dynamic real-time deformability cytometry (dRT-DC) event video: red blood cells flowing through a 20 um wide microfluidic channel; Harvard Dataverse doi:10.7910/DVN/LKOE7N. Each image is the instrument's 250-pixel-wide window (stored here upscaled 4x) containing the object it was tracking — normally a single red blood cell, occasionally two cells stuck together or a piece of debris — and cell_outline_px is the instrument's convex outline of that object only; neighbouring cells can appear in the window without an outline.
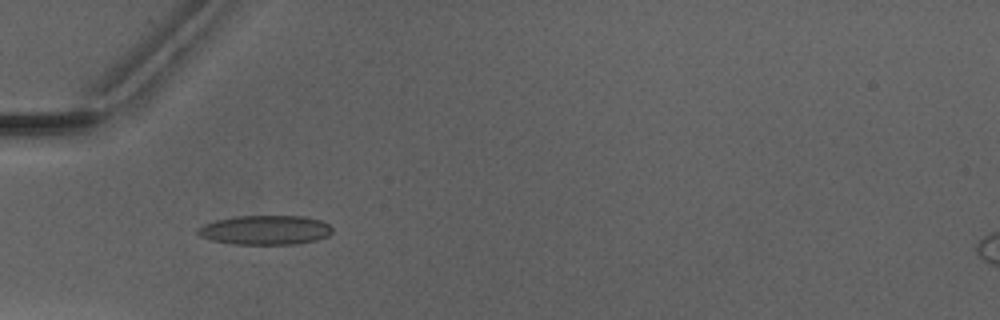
{"species": "Egyptian fruit bat (a non-hibernating species)", "species_latin": "Rousettus aegyptiacus", "temperature_condition": "warm", "stored_images_in_passage": 32, "camera_frame_rate_fps": 3000, "um_per_image_px": 0.085, "animal": {"sex": "male"}, "frame": {"image": 1, "passage_image": 2, "time_ms": 0.333, "image_size_px": [1000, 320], "cell_outline_px": [[332, 232], [328, 236], [316, 240], [296, 244], [232, 244], [212, 240], [200, 236], [196, 232], [196, 228], [204, 224], [216, 220], [236, 216], [304, 216], [320, 220], [328, 224], [332, 228]], "centroid_in_image_um": [22.53, 19.55], "position_along_channel_um": 62.5, "area_um2": 23.06}}
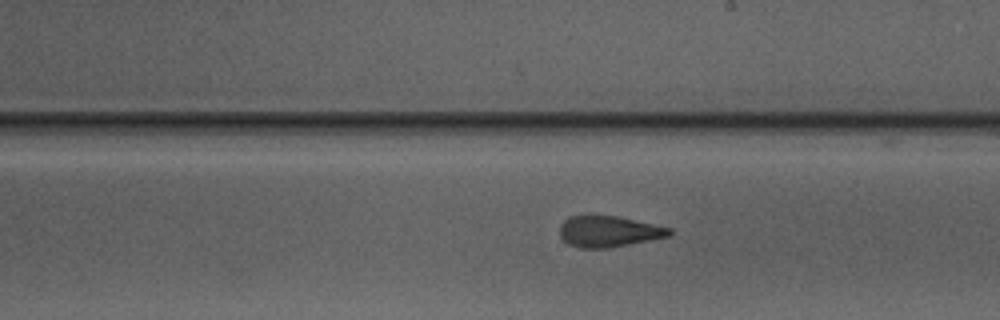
{"frame": {"image": 2, "passage_image": 15, "time_ms": 4.667, "image_size_px": [1000, 320], "cell_outline_px": [[672, 232], [668, 236], [608, 248], [580, 248], [568, 244], [560, 236], [560, 224], [568, 216], [616, 216], [672, 228]], "centroid_in_image_um": [51.7, 19.67], "position_along_channel_um": 237.3, "area_um2": 19.59}}
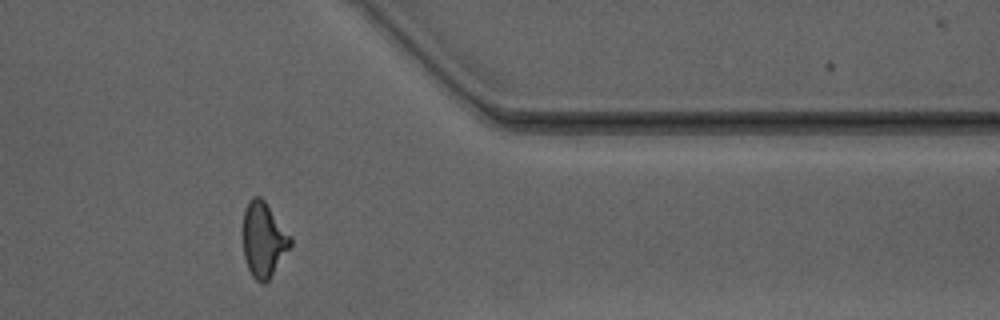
{"frame": {"image": 3, "passage_image": 27, "time_ms": 8.667, "image_size_px": [1000, 320], "cell_outline_px": [[292, 244], [268, 280], [264, 284], [256, 280], [252, 276], [248, 268], [244, 256], [244, 208], [248, 200], [252, 196], [260, 196], [264, 200], [292, 236]], "centroid_in_image_um": [22.41, 20.34], "position_along_channel_um": 389.0, "area_um2": 20.58}}